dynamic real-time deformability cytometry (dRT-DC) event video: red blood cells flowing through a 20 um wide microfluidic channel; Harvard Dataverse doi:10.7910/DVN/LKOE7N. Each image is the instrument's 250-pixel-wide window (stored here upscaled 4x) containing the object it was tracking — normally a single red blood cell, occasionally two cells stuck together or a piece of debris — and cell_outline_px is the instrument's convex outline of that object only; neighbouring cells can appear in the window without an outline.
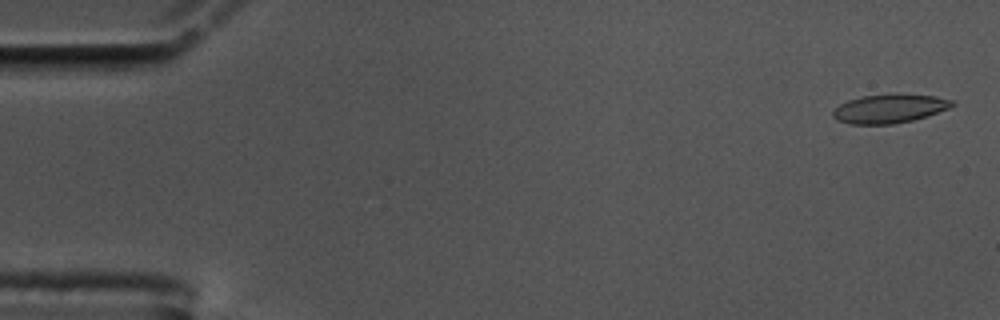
{"species": "common noctule bat (a hibernating species)", "species_latin": "Nyctalus noctula", "temperature_condition": "cold", "stored_images_in_passage": 56, "camera_frame_rate_fps": 3000, "um_per_image_px": 0.085, "animal": {"sex": "male", "body_mass_g": 17.5, "forearm_length_mm": 52.3}, "frame": {"image": 1, "passage_image": 2, "time_ms": 0.333, "image_size_px": [1000, 320], "cell_outline_px": [[956, 104], [948, 108], [928, 116], [912, 120], [892, 124], [848, 124], [836, 120], [832, 116], [832, 112], [840, 104], [848, 100], [864, 96], [892, 92], [936, 96], [956, 100]], "centroid_in_image_um": [75.63, 9.21], "position_along_channel_um": 9.4, "area_um2": 20.46}}
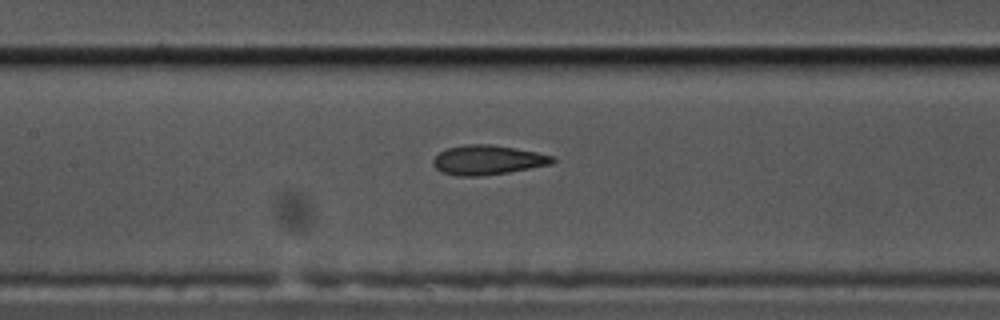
{"frame": {"image": 2, "passage_image": 26, "time_ms": 8.333, "image_size_px": [1000, 320], "cell_outline_px": [[556, 160], [552, 164], [508, 172], [480, 176], [456, 176], [440, 172], [432, 164], [432, 160], [444, 148], [464, 144], [492, 144], [516, 148], [556, 156]], "centroid_in_image_um": [41.43, 13.59], "position_along_channel_um": 166.0, "area_um2": 20.81}}
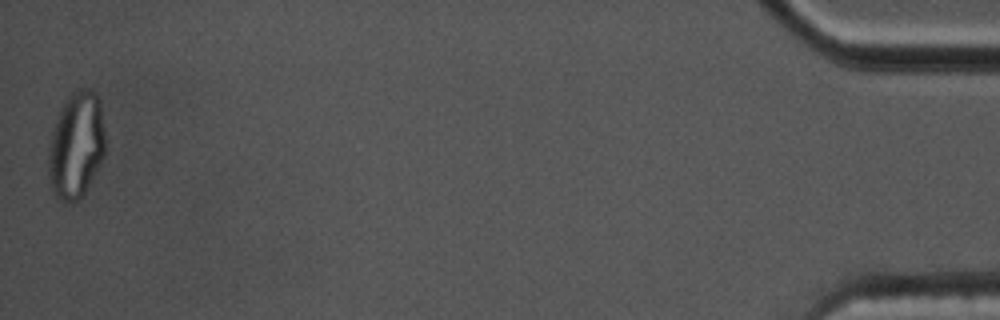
{"frame": {"image": 3, "passage_image": 56, "time_ms": 18.333, "image_size_px": [1000, 320], "cell_outline_px": [[104, 156], [100, 164], [80, 200], [72, 204], [64, 204], [56, 196], [52, 188], [48, 176], [48, 156], [52, 132], [60, 112], [68, 96], [72, 92], [80, 88], [88, 88], [96, 92], [100, 100], [104, 132]], "centroid_in_image_um": [6.48, 12.38], "position_along_channel_um": 428.7, "area_um2": 35.2}, "authors_computed_cell_mechanics": {"area_um2": 20.7791, "velocity_mm_per_s": 3.5732, "shape_relaxation_time_tau1_ms": 9.9512, "shape_relaxation_time_tau2_ms": 1.0688, "deformation_change_tau1": 0.2794, "deformation_change_tau2": 0.0816}}